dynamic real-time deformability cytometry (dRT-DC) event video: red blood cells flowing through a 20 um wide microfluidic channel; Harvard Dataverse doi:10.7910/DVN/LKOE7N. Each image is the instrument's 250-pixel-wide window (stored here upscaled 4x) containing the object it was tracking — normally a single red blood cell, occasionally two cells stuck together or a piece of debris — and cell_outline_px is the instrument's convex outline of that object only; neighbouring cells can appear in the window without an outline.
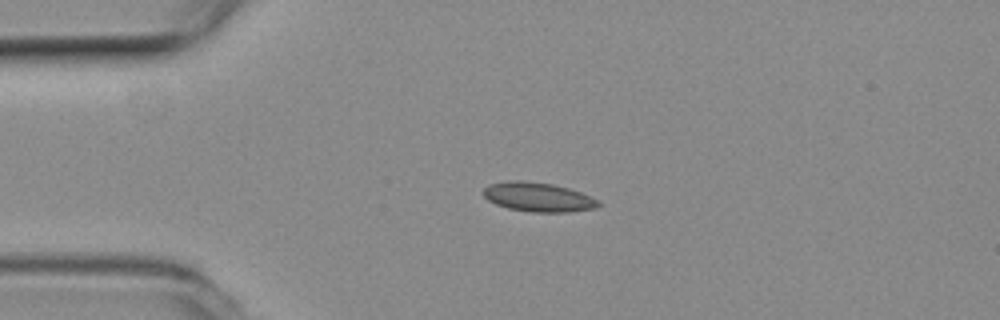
{"species": "common noctule bat (a hibernating species)", "species_latin": "Nyctalus noctula", "temperature_condition": "room temperature", "stored_images_in_passage": 4, "camera_frame_rate_fps": 3000, "um_per_image_px": 0.085, "animal": {"sex": "female", "body_mass_g": 19.3, "forearm_length_mm": 54.1}, "frame": {"image": 1, "passage_image": 3, "time_ms": 0.667, "image_size_px": [1000, 320], "cell_outline_px": [[600, 204], [592, 208], [568, 212], [528, 212], [508, 208], [496, 204], [488, 200], [484, 196], [484, 188], [488, 184], [516, 180], [520, 180], [552, 184], [568, 188], [580, 192], [600, 200]], "centroid_in_image_um": [45.73, 16.75], "position_along_channel_um": 39.3, "area_um2": 19.42}}